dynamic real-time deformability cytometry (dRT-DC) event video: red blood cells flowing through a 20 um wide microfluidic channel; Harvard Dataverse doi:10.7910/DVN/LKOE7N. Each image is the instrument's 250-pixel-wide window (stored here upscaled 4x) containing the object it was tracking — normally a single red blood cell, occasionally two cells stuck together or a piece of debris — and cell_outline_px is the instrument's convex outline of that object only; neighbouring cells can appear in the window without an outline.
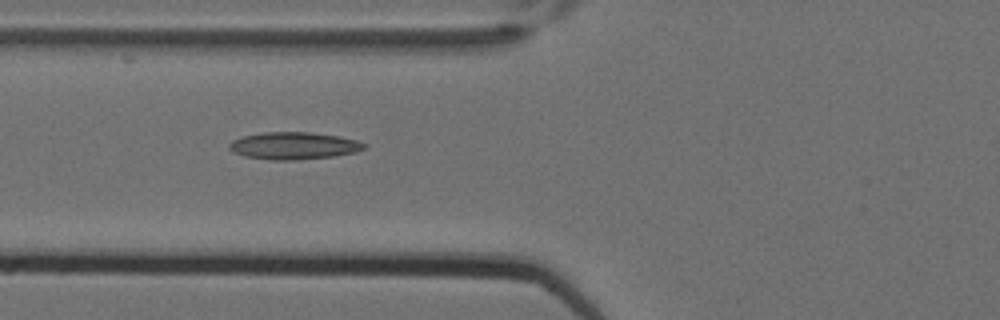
{"species": "Egyptian fruit bat (a non-hibernating species)", "species_latin": "Rousettus aegyptiacus", "temperature_condition": "cold", "stored_images_in_passage": 10, "camera_frame_rate_fps": 3000, "um_per_image_px": 0.085, "animal": {"sex": "female"}, "frame": {"image": 1, "passage_image": 6, "time_ms": 1.667, "image_size_px": [1000, 320], "cell_outline_px": [[368, 144], [364, 148], [356, 152], [332, 156], [296, 160], [268, 160], [244, 156], [232, 152], [228, 148], [228, 144], [232, 140], [244, 136], [264, 132], [312, 132], [340, 136], [356, 140]], "centroid_in_image_um": [24.95, 12.39], "position_along_channel_um": 100.9, "area_um2": 21.56}}
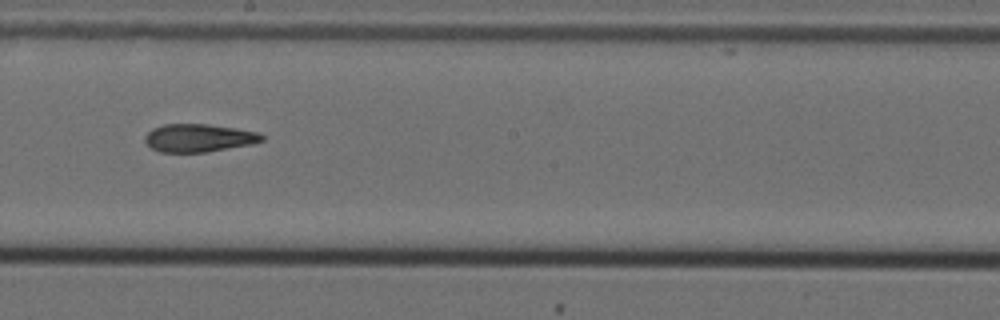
{"frame": {"image": 2, "passage_image": 9, "time_ms": 2.667, "image_size_px": [1000, 320], "cell_outline_px": [[264, 140], [252, 144], [208, 152], [160, 152], [152, 148], [144, 140], [144, 136], [152, 128], [164, 124], [208, 124], [236, 128], [256, 132], [264, 136]], "centroid_in_image_um": [16.88, 11.72], "position_along_channel_um": 231.3, "area_um2": 19.07}}
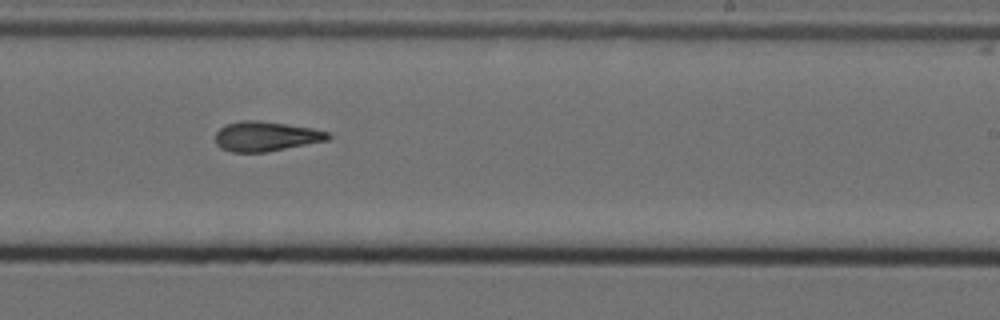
{"frame": {"image": 3, "passage_image": 10, "time_ms": 3.0, "image_size_px": [1000, 320], "cell_outline_px": [[332, 136], [328, 140], [268, 152], [232, 152], [220, 148], [216, 144], [216, 132], [220, 128], [228, 124], [240, 120], [256, 120], [312, 128], [328, 132]], "centroid_in_image_um": [22.59, 11.6], "position_along_channel_um": 266.4, "area_um2": 19.48}}